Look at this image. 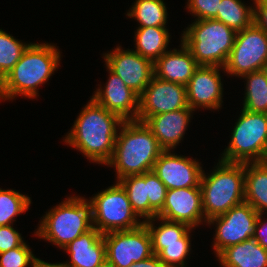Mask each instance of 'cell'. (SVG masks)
Returning <instances> with one entry per match:
<instances>
[{
	"label": "cell",
	"instance_id": "5b68a950",
	"mask_svg": "<svg viewBox=\"0 0 267 267\" xmlns=\"http://www.w3.org/2000/svg\"><path fill=\"white\" fill-rule=\"evenodd\" d=\"M93 228L91 206L83 196H69L50 209L40 221L35 236L63 249Z\"/></svg>",
	"mask_w": 267,
	"mask_h": 267
},
{
	"label": "cell",
	"instance_id": "277c9868",
	"mask_svg": "<svg viewBox=\"0 0 267 267\" xmlns=\"http://www.w3.org/2000/svg\"><path fill=\"white\" fill-rule=\"evenodd\" d=\"M210 173L206 175L203 170L200 181L206 221L245 201V163L219 159Z\"/></svg>",
	"mask_w": 267,
	"mask_h": 267
},
{
	"label": "cell",
	"instance_id": "4fadbf2b",
	"mask_svg": "<svg viewBox=\"0 0 267 267\" xmlns=\"http://www.w3.org/2000/svg\"><path fill=\"white\" fill-rule=\"evenodd\" d=\"M103 57L106 67L139 96L154 76V62L134 49L123 50L121 46H117L111 52L103 53Z\"/></svg>",
	"mask_w": 267,
	"mask_h": 267
},
{
	"label": "cell",
	"instance_id": "ac0fdd59",
	"mask_svg": "<svg viewBox=\"0 0 267 267\" xmlns=\"http://www.w3.org/2000/svg\"><path fill=\"white\" fill-rule=\"evenodd\" d=\"M192 113L193 110L188 107L150 116L144 123L164 150H172L184 138Z\"/></svg>",
	"mask_w": 267,
	"mask_h": 267
},
{
	"label": "cell",
	"instance_id": "5bb4252c",
	"mask_svg": "<svg viewBox=\"0 0 267 267\" xmlns=\"http://www.w3.org/2000/svg\"><path fill=\"white\" fill-rule=\"evenodd\" d=\"M173 152L172 150H164L157 158L152 171L167 190L198 187L203 172L201 163L196 159L177 155Z\"/></svg>",
	"mask_w": 267,
	"mask_h": 267
},
{
	"label": "cell",
	"instance_id": "7402d4cb",
	"mask_svg": "<svg viewBox=\"0 0 267 267\" xmlns=\"http://www.w3.org/2000/svg\"><path fill=\"white\" fill-rule=\"evenodd\" d=\"M245 202L259 214H267V165L245 163Z\"/></svg>",
	"mask_w": 267,
	"mask_h": 267
},
{
	"label": "cell",
	"instance_id": "ffe728a7",
	"mask_svg": "<svg viewBox=\"0 0 267 267\" xmlns=\"http://www.w3.org/2000/svg\"><path fill=\"white\" fill-rule=\"evenodd\" d=\"M180 44V49H170L154 62V76L186 86L200 65L182 41Z\"/></svg>",
	"mask_w": 267,
	"mask_h": 267
},
{
	"label": "cell",
	"instance_id": "484cf974",
	"mask_svg": "<svg viewBox=\"0 0 267 267\" xmlns=\"http://www.w3.org/2000/svg\"><path fill=\"white\" fill-rule=\"evenodd\" d=\"M167 14L163 0H136L126 16L135 18L139 27H167Z\"/></svg>",
	"mask_w": 267,
	"mask_h": 267
},
{
	"label": "cell",
	"instance_id": "4316f807",
	"mask_svg": "<svg viewBox=\"0 0 267 267\" xmlns=\"http://www.w3.org/2000/svg\"><path fill=\"white\" fill-rule=\"evenodd\" d=\"M254 5L247 6L241 0H221L219 11L214 18L236 32L253 24Z\"/></svg>",
	"mask_w": 267,
	"mask_h": 267
},
{
	"label": "cell",
	"instance_id": "ba28073f",
	"mask_svg": "<svg viewBox=\"0 0 267 267\" xmlns=\"http://www.w3.org/2000/svg\"><path fill=\"white\" fill-rule=\"evenodd\" d=\"M88 201L93 227L101 234L136 229L144 223L133 211L127 192L118 181Z\"/></svg>",
	"mask_w": 267,
	"mask_h": 267
},
{
	"label": "cell",
	"instance_id": "3957f363",
	"mask_svg": "<svg viewBox=\"0 0 267 267\" xmlns=\"http://www.w3.org/2000/svg\"><path fill=\"white\" fill-rule=\"evenodd\" d=\"M118 131L112 158L106 164L115 167L116 181L152 171L164 149L146 124L138 120L123 121Z\"/></svg>",
	"mask_w": 267,
	"mask_h": 267
},
{
	"label": "cell",
	"instance_id": "30bf717a",
	"mask_svg": "<svg viewBox=\"0 0 267 267\" xmlns=\"http://www.w3.org/2000/svg\"><path fill=\"white\" fill-rule=\"evenodd\" d=\"M259 213L247 202L231 208L224 214L213 217L207 225H215L213 250L216 257L227 247L253 238Z\"/></svg>",
	"mask_w": 267,
	"mask_h": 267
},
{
	"label": "cell",
	"instance_id": "9c48e42d",
	"mask_svg": "<svg viewBox=\"0 0 267 267\" xmlns=\"http://www.w3.org/2000/svg\"><path fill=\"white\" fill-rule=\"evenodd\" d=\"M267 68V33L254 23L236 33L224 72L241 77Z\"/></svg>",
	"mask_w": 267,
	"mask_h": 267
},
{
	"label": "cell",
	"instance_id": "ab89813d",
	"mask_svg": "<svg viewBox=\"0 0 267 267\" xmlns=\"http://www.w3.org/2000/svg\"><path fill=\"white\" fill-rule=\"evenodd\" d=\"M261 163H263L264 165H267V144H266V147H265V150H264V155L260 161Z\"/></svg>",
	"mask_w": 267,
	"mask_h": 267
},
{
	"label": "cell",
	"instance_id": "f35d334b",
	"mask_svg": "<svg viewBox=\"0 0 267 267\" xmlns=\"http://www.w3.org/2000/svg\"><path fill=\"white\" fill-rule=\"evenodd\" d=\"M32 267H64L62 262L61 263H48V262H45L43 260H41L40 258H37Z\"/></svg>",
	"mask_w": 267,
	"mask_h": 267
},
{
	"label": "cell",
	"instance_id": "74e56055",
	"mask_svg": "<svg viewBox=\"0 0 267 267\" xmlns=\"http://www.w3.org/2000/svg\"><path fill=\"white\" fill-rule=\"evenodd\" d=\"M129 267H165L163 263L159 260L157 255H152L144 260L135 262Z\"/></svg>",
	"mask_w": 267,
	"mask_h": 267
},
{
	"label": "cell",
	"instance_id": "4dcf8cb0",
	"mask_svg": "<svg viewBox=\"0 0 267 267\" xmlns=\"http://www.w3.org/2000/svg\"><path fill=\"white\" fill-rule=\"evenodd\" d=\"M30 44L0 29V81L12 70Z\"/></svg>",
	"mask_w": 267,
	"mask_h": 267
},
{
	"label": "cell",
	"instance_id": "e0dca14e",
	"mask_svg": "<svg viewBox=\"0 0 267 267\" xmlns=\"http://www.w3.org/2000/svg\"><path fill=\"white\" fill-rule=\"evenodd\" d=\"M108 82L94 91L92 98L109 112L117 114L123 121L137 120L139 95L126 86L124 81L108 67Z\"/></svg>",
	"mask_w": 267,
	"mask_h": 267
},
{
	"label": "cell",
	"instance_id": "60d3db41",
	"mask_svg": "<svg viewBox=\"0 0 267 267\" xmlns=\"http://www.w3.org/2000/svg\"><path fill=\"white\" fill-rule=\"evenodd\" d=\"M97 267H113L107 260H105L101 265Z\"/></svg>",
	"mask_w": 267,
	"mask_h": 267
},
{
	"label": "cell",
	"instance_id": "e575fe53",
	"mask_svg": "<svg viewBox=\"0 0 267 267\" xmlns=\"http://www.w3.org/2000/svg\"><path fill=\"white\" fill-rule=\"evenodd\" d=\"M12 225L0 226V253L19 247L24 240Z\"/></svg>",
	"mask_w": 267,
	"mask_h": 267
},
{
	"label": "cell",
	"instance_id": "9a60e30c",
	"mask_svg": "<svg viewBox=\"0 0 267 267\" xmlns=\"http://www.w3.org/2000/svg\"><path fill=\"white\" fill-rule=\"evenodd\" d=\"M157 217L184 223L192 229L204 222L206 224L200 185L167 190L164 205Z\"/></svg>",
	"mask_w": 267,
	"mask_h": 267
},
{
	"label": "cell",
	"instance_id": "7a4b0ae2",
	"mask_svg": "<svg viewBox=\"0 0 267 267\" xmlns=\"http://www.w3.org/2000/svg\"><path fill=\"white\" fill-rule=\"evenodd\" d=\"M60 49L54 44L31 43L12 70L0 81V99L17 96L34 99L38 87L45 84L60 65Z\"/></svg>",
	"mask_w": 267,
	"mask_h": 267
},
{
	"label": "cell",
	"instance_id": "8992f818",
	"mask_svg": "<svg viewBox=\"0 0 267 267\" xmlns=\"http://www.w3.org/2000/svg\"><path fill=\"white\" fill-rule=\"evenodd\" d=\"M236 33L216 19L195 20L183 31L181 41L199 65L224 68Z\"/></svg>",
	"mask_w": 267,
	"mask_h": 267
},
{
	"label": "cell",
	"instance_id": "d6a6232c",
	"mask_svg": "<svg viewBox=\"0 0 267 267\" xmlns=\"http://www.w3.org/2000/svg\"><path fill=\"white\" fill-rule=\"evenodd\" d=\"M145 184L149 205L158 213L164 205L167 188L153 171L145 173Z\"/></svg>",
	"mask_w": 267,
	"mask_h": 267
},
{
	"label": "cell",
	"instance_id": "cb8c5ba5",
	"mask_svg": "<svg viewBox=\"0 0 267 267\" xmlns=\"http://www.w3.org/2000/svg\"><path fill=\"white\" fill-rule=\"evenodd\" d=\"M126 190L133 211L143 221L157 217V212L149 205L147 196V184H145V173L129 175L118 180Z\"/></svg>",
	"mask_w": 267,
	"mask_h": 267
},
{
	"label": "cell",
	"instance_id": "8d00e7d4",
	"mask_svg": "<svg viewBox=\"0 0 267 267\" xmlns=\"http://www.w3.org/2000/svg\"><path fill=\"white\" fill-rule=\"evenodd\" d=\"M253 238L267 250V219L263 218V213L259 214Z\"/></svg>",
	"mask_w": 267,
	"mask_h": 267
},
{
	"label": "cell",
	"instance_id": "7c38bea8",
	"mask_svg": "<svg viewBox=\"0 0 267 267\" xmlns=\"http://www.w3.org/2000/svg\"><path fill=\"white\" fill-rule=\"evenodd\" d=\"M186 86L153 76L139 96L138 121L153 115L188 108Z\"/></svg>",
	"mask_w": 267,
	"mask_h": 267
},
{
	"label": "cell",
	"instance_id": "6da1fadb",
	"mask_svg": "<svg viewBox=\"0 0 267 267\" xmlns=\"http://www.w3.org/2000/svg\"><path fill=\"white\" fill-rule=\"evenodd\" d=\"M122 123L117 114L109 112L91 97L63 140L82 152L89 162L106 165L112 158L117 129Z\"/></svg>",
	"mask_w": 267,
	"mask_h": 267
},
{
	"label": "cell",
	"instance_id": "603a6c76",
	"mask_svg": "<svg viewBox=\"0 0 267 267\" xmlns=\"http://www.w3.org/2000/svg\"><path fill=\"white\" fill-rule=\"evenodd\" d=\"M135 52L155 62L168 51L170 33L167 27H137Z\"/></svg>",
	"mask_w": 267,
	"mask_h": 267
},
{
	"label": "cell",
	"instance_id": "44dd1931",
	"mask_svg": "<svg viewBox=\"0 0 267 267\" xmlns=\"http://www.w3.org/2000/svg\"><path fill=\"white\" fill-rule=\"evenodd\" d=\"M217 258L222 267H267V250L254 238L227 247Z\"/></svg>",
	"mask_w": 267,
	"mask_h": 267
},
{
	"label": "cell",
	"instance_id": "f1b7e54d",
	"mask_svg": "<svg viewBox=\"0 0 267 267\" xmlns=\"http://www.w3.org/2000/svg\"><path fill=\"white\" fill-rule=\"evenodd\" d=\"M191 231L192 228L181 238V243L152 244L153 254L158 256L165 267H186V257L192 250Z\"/></svg>",
	"mask_w": 267,
	"mask_h": 267
},
{
	"label": "cell",
	"instance_id": "d4e9b609",
	"mask_svg": "<svg viewBox=\"0 0 267 267\" xmlns=\"http://www.w3.org/2000/svg\"><path fill=\"white\" fill-rule=\"evenodd\" d=\"M246 80L244 110L267 113V68L244 74Z\"/></svg>",
	"mask_w": 267,
	"mask_h": 267
},
{
	"label": "cell",
	"instance_id": "1f68e13d",
	"mask_svg": "<svg viewBox=\"0 0 267 267\" xmlns=\"http://www.w3.org/2000/svg\"><path fill=\"white\" fill-rule=\"evenodd\" d=\"M36 259L24 241L19 247L0 253V267H32Z\"/></svg>",
	"mask_w": 267,
	"mask_h": 267
},
{
	"label": "cell",
	"instance_id": "8fae6325",
	"mask_svg": "<svg viewBox=\"0 0 267 267\" xmlns=\"http://www.w3.org/2000/svg\"><path fill=\"white\" fill-rule=\"evenodd\" d=\"M103 238L106 260L113 267H129L153 255L151 237L144 224L132 230L105 233Z\"/></svg>",
	"mask_w": 267,
	"mask_h": 267
},
{
	"label": "cell",
	"instance_id": "d6986e66",
	"mask_svg": "<svg viewBox=\"0 0 267 267\" xmlns=\"http://www.w3.org/2000/svg\"><path fill=\"white\" fill-rule=\"evenodd\" d=\"M70 257L64 267H97L106 260V244L96 228L80 235L63 248Z\"/></svg>",
	"mask_w": 267,
	"mask_h": 267
},
{
	"label": "cell",
	"instance_id": "52a82bcc",
	"mask_svg": "<svg viewBox=\"0 0 267 267\" xmlns=\"http://www.w3.org/2000/svg\"><path fill=\"white\" fill-rule=\"evenodd\" d=\"M229 146L220 160L235 163L260 162L267 144V113L241 109Z\"/></svg>",
	"mask_w": 267,
	"mask_h": 267
},
{
	"label": "cell",
	"instance_id": "836d02e7",
	"mask_svg": "<svg viewBox=\"0 0 267 267\" xmlns=\"http://www.w3.org/2000/svg\"><path fill=\"white\" fill-rule=\"evenodd\" d=\"M186 8L195 20L214 19L219 11L221 0H187Z\"/></svg>",
	"mask_w": 267,
	"mask_h": 267
},
{
	"label": "cell",
	"instance_id": "f546056e",
	"mask_svg": "<svg viewBox=\"0 0 267 267\" xmlns=\"http://www.w3.org/2000/svg\"><path fill=\"white\" fill-rule=\"evenodd\" d=\"M30 198L13 189L0 188V226L13 225L15 217L29 209Z\"/></svg>",
	"mask_w": 267,
	"mask_h": 267
},
{
	"label": "cell",
	"instance_id": "2e32d148",
	"mask_svg": "<svg viewBox=\"0 0 267 267\" xmlns=\"http://www.w3.org/2000/svg\"><path fill=\"white\" fill-rule=\"evenodd\" d=\"M219 66L200 65L186 85L187 103L193 110L221 109L223 103V84Z\"/></svg>",
	"mask_w": 267,
	"mask_h": 267
},
{
	"label": "cell",
	"instance_id": "83f0119b",
	"mask_svg": "<svg viewBox=\"0 0 267 267\" xmlns=\"http://www.w3.org/2000/svg\"><path fill=\"white\" fill-rule=\"evenodd\" d=\"M161 221L159 226H154L155 221ZM150 234L151 244L181 243V238L191 229L184 223L170 221L161 217H154L143 223Z\"/></svg>",
	"mask_w": 267,
	"mask_h": 267
},
{
	"label": "cell",
	"instance_id": "d590c367",
	"mask_svg": "<svg viewBox=\"0 0 267 267\" xmlns=\"http://www.w3.org/2000/svg\"><path fill=\"white\" fill-rule=\"evenodd\" d=\"M253 23L267 33V0H253Z\"/></svg>",
	"mask_w": 267,
	"mask_h": 267
}]
</instances>
